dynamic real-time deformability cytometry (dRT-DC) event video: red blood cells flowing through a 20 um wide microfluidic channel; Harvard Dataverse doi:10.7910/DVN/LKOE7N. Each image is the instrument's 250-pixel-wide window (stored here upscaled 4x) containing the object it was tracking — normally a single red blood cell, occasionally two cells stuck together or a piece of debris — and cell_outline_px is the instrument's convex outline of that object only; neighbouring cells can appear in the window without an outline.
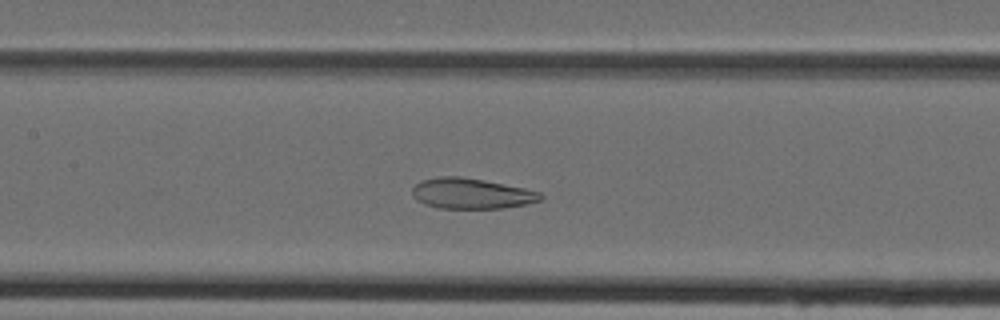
{"species": "Egyptian fruit bat (a non-hibernating species)", "species_latin": "Rousettus aegyptiacus", "temperature_condition": "cold", "stored_images_in_passage": 43, "camera_frame_rate_fps": 3000, "um_per_image_px": 0.085, "animal": {"sex": "female"}, "frame": {"image": 1, "passage_image": 18, "time_ms": 5.667, "image_size_px": [1000, 320], "cell_outline_px": [[544, 196], [540, 200], [528, 204], [504, 208], [436, 208], [424, 204], [416, 200], [412, 196], [412, 188], [420, 180], [440, 176], [460, 176], [484, 180], [524, 188], [540, 192]], "centroid_in_image_um": [40.04, 16.45], "position_along_channel_um": 167.4, "area_um2": 23.0}}
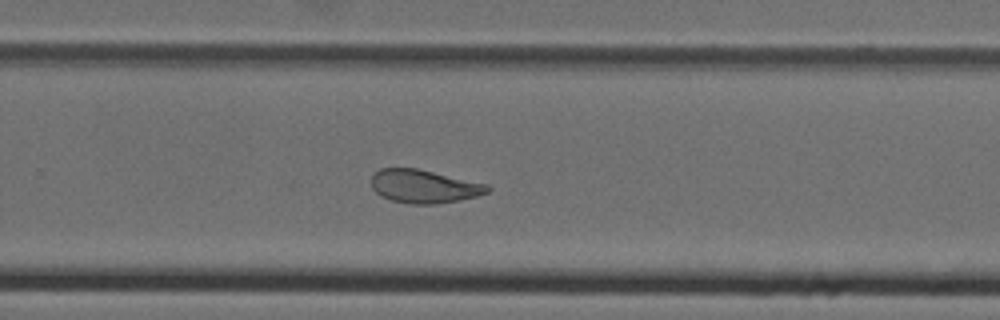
{"frame": {"image": 2, "passage_image": 27, "time_ms": 8.667, "image_size_px": [1000, 320], "cell_outline_px": [[492, 188], [488, 192], [476, 196], [460, 200], [436, 204], [408, 204], [392, 200], [380, 196], [372, 188], [372, 172], [380, 168], [416, 168], [488, 184]], "centroid_in_image_um": [36.03, 15.84], "position_along_channel_um": 293.8, "area_um2": 22.66}}
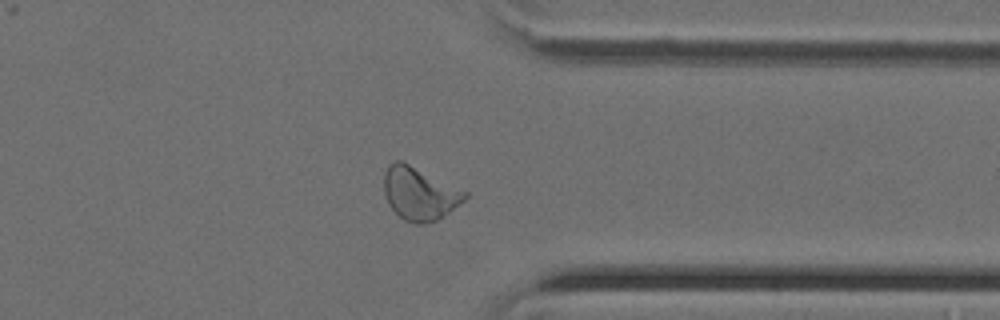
{"frame": {"image": 3, "passage_image": 33, "time_ms": 10.667, "image_size_px": [1000, 320], "cell_outline_px": [[468, 196], [464, 200], [448, 212], [436, 220], [424, 224], [416, 224], [404, 220], [388, 204], [384, 192], [384, 172], [388, 164], [396, 160], [400, 160], [468, 192]], "centroid_in_image_um": [35.63, 16.45], "position_along_channel_um": 375.8, "area_um2": 24.62}}